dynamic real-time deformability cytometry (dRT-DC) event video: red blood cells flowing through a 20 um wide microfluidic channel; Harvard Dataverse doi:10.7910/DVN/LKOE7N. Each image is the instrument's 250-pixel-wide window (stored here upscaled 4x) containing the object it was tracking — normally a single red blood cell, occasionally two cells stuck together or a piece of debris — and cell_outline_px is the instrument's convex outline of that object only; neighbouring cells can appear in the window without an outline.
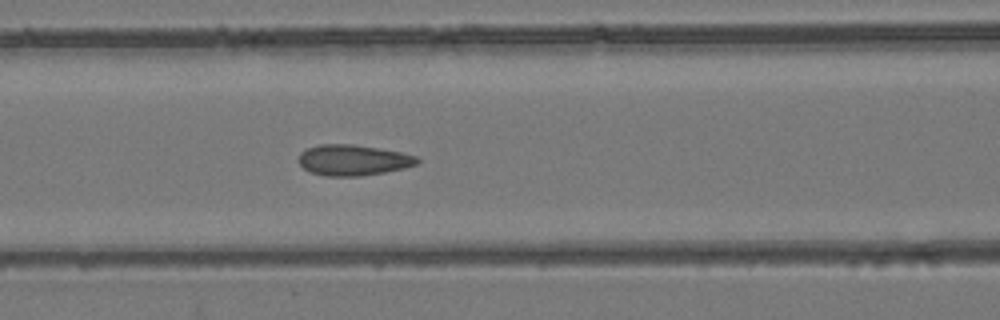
{"species": "common noctule bat (a hibernating species)", "species_latin": "Nyctalus noctula", "temperature_condition": "room temperature", "stored_images_in_passage": 16, "camera_frame_rate_fps": 3000, "um_per_image_px": 0.085, "animal": {"sex": "female", "body_mass_g": 24.6, "forearm_length_mm": 56.2}, "frame": {"image": 1, "passage_image": 10, "time_ms": 3.0, "image_size_px": [1000, 320], "cell_outline_px": [[420, 160], [416, 164], [404, 168], [384, 172], [360, 176], [324, 176], [312, 172], [304, 168], [296, 160], [300, 152], [308, 148], [320, 144], [352, 144], [400, 152], [416, 156]], "centroid_in_image_um": [29.97, 13.61], "position_along_channel_um": 136.6, "area_um2": 21.15}}